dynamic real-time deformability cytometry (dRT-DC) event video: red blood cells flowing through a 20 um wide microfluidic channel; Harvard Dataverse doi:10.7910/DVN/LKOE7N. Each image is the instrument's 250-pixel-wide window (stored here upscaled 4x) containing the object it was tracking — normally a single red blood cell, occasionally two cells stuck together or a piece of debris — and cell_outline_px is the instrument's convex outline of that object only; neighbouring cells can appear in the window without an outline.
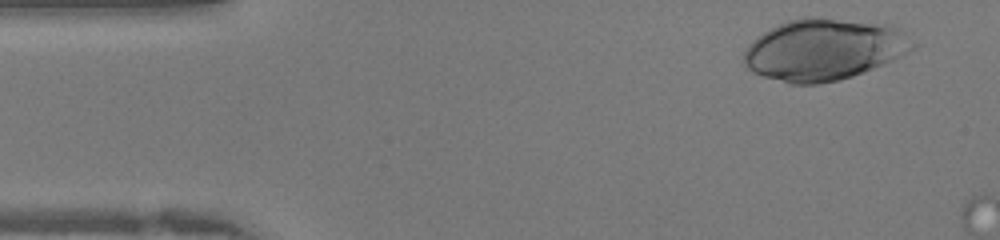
{"species": "human", "species_latin": "Homo sapiens", "temperature_condition": "warm", "stored_images_in_passage": 5, "camera_frame_rate_fps": 3000, "um_per_image_px": 0.085, "donor": {"sex": "female"}, "frame": {"image": 1, "passage_image": 2, "time_ms": 0.333, "image_size_px": [1000, 240], "cell_outline_px": [[920, 44], [916, 48], [884, 64], [864, 72], [840, 80], [816, 84], [792, 84], [764, 76], [752, 72], [744, 64], [744, 52], [748, 44], [752, 40], [768, 28], [788, 20], [804, 16], [812, 16], [892, 24], [900, 28]], "centroid_in_image_um": [70.08, 4.18], "position_along_channel_um": 14.9, "area_um2": 61.33}}